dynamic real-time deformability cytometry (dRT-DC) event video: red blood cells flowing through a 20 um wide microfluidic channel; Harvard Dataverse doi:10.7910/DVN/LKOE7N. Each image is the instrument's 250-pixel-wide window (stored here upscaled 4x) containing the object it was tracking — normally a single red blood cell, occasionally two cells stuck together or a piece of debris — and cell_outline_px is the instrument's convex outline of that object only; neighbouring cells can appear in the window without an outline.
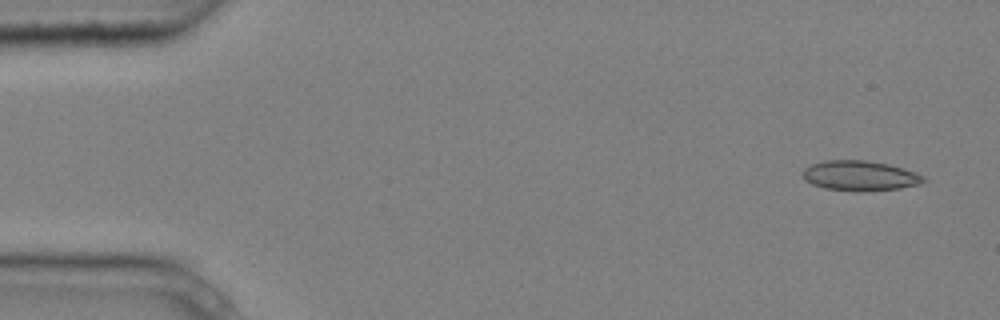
{"species": "common noctule bat (a hibernating species)", "species_latin": "Nyctalus noctula", "temperature_condition": "cold", "stored_images_in_passage": 4, "camera_frame_rate_fps": 3000, "um_per_image_px": 0.085, "animal": {"sex": "male", "body_mass_g": 20.4}, "frame": {"image": 1, "passage_image": 1, "time_ms": 0.0, "image_size_px": [1000, 320], "cell_outline_px": [[928, 180], [920, 184], [900, 188], [860, 192], [824, 188], [812, 184], [804, 180], [804, 168], [812, 164], [824, 160], [864, 160], [888, 164], [904, 168], [924, 176]], "centroid_in_image_um": [73.11, 14.94], "position_along_channel_um": 11.9, "area_um2": 21.21}}
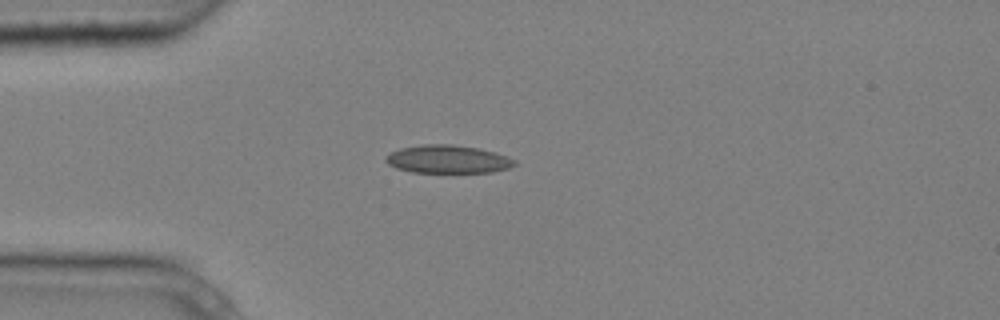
{"frame": {"image": 2, "passage_image": 4, "time_ms": 1.0, "image_size_px": [1000, 320], "cell_outline_px": [[516, 164], [508, 168], [492, 172], [412, 172], [396, 168], [388, 164], [384, 160], [384, 156], [400, 148], [424, 144], [452, 144], [476, 148], [496, 152], [508, 156], [516, 160]], "centroid_in_image_um": [38.05, 13.53], "position_along_channel_um": 46.9, "area_um2": 21.1}}